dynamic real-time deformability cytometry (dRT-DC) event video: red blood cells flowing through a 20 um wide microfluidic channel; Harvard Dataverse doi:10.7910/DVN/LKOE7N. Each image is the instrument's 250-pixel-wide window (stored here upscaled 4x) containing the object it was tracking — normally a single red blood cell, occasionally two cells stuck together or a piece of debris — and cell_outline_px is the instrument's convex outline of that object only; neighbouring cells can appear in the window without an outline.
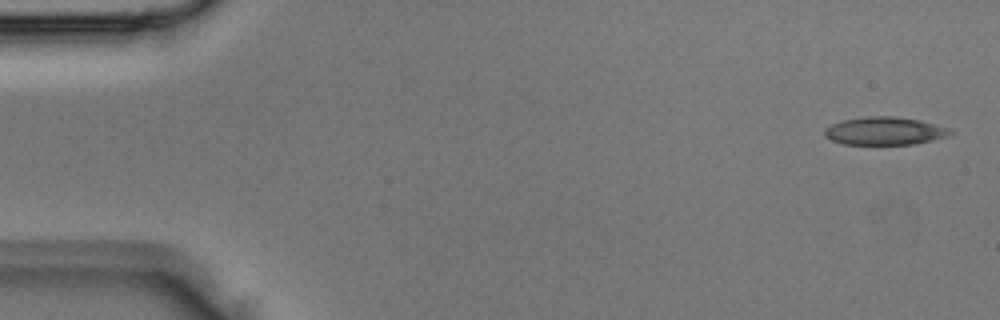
{"species": "Egyptian fruit bat (a non-hibernating species)", "species_latin": "Rousettus aegyptiacus", "temperature_condition": "room temperature", "stored_images_in_passage": 3, "camera_frame_rate_fps": 3000, "um_per_image_px": 0.085, "animal": {"sex": "male"}, "frame": {"image": 1, "passage_image": 1, "time_ms": 0.0, "image_size_px": [1000, 320], "cell_outline_px": [[956, 132], [948, 136], [932, 140], [912, 144], [844, 144], [832, 140], [824, 136], [824, 128], [832, 124], [844, 120], [868, 116], [896, 116], [920, 120], [952, 128]], "centroid_in_image_um": [75.25, 11.12], "position_along_channel_um": 9.8, "area_um2": 20.58}}